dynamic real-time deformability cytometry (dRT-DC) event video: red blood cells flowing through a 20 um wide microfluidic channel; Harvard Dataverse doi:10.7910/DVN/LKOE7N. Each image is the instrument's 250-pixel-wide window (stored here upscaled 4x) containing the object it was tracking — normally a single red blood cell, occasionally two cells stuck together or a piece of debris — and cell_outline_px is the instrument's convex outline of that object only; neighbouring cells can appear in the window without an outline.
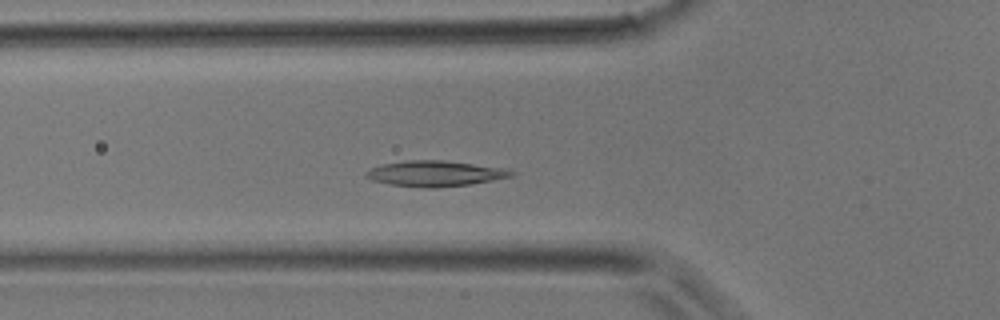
{"species": "common noctule bat (a hibernating species)", "species_latin": "Nyctalus noctula", "temperature_condition": "room temperature", "stored_images_in_passage": 35, "camera_frame_rate_fps": 3000, "um_per_image_px": 0.085, "animal": {"sex": "male", "body_mass_g": 17.9}, "frame": {"image": 1, "passage_image": 9, "time_ms": 2.667, "image_size_px": [1000, 320], "cell_outline_px": [[516, 172], [512, 176], [472, 184], [436, 188], [424, 188], [392, 184], [372, 180], [364, 176], [364, 172], [380, 164], [404, 160], [444, 160], [504, 168]], "centroid_in_image_um": [36.96, 14.75], "position_along_channel_um": 88.8, "area_um2": 21.73}}
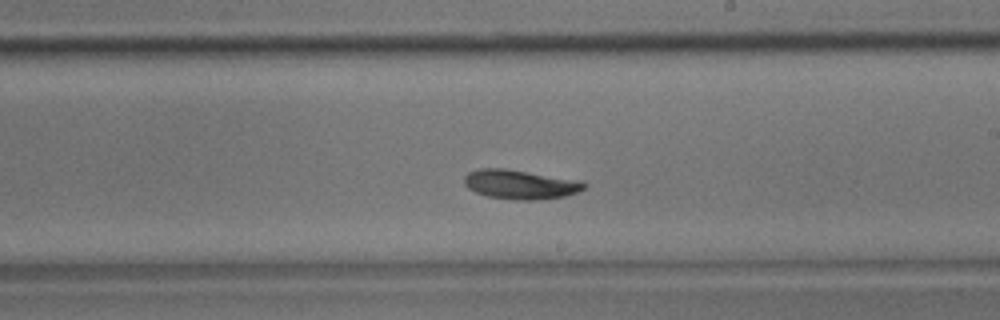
{"frame": {"image": 2, "passage_image": 18, "time_ms": 5.667, "image_size_px": [1000, 320], "cell_outline_px": [[588, 184], [584, 188], [576, 192], [564, 196], [536, 200], [516, 200], [488, 196], [476, 192], [468, 188], [464, 184], [464, 176], [468, 172], [480, 168], [504, 168], [580, 180]], "centroid_in_image_um": [44.2, 15.67], "position_along_channel_um": 244.8, "area_um2": 20.4}}
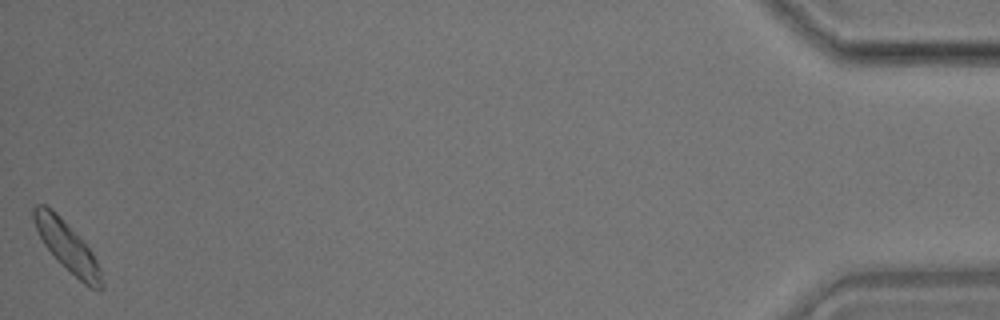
{"frame": {"image": 3, "passage_image": 34, "time_ms": 11.0, "image_size_px": [1000, 320], "cell_outline_px": [[104, 288], [100, 292], [88, 288], [56, 260], [44, 244], [32, 220], [32, 208], [36, 204], [44, 204], [56, 212], [84, 240], [92, 252], [100, 268], [104, 284]], "centroid_in_image_um": [5.74, 20.99], "position_along_channel_um": 429.5, "area_um2": 20.11}}